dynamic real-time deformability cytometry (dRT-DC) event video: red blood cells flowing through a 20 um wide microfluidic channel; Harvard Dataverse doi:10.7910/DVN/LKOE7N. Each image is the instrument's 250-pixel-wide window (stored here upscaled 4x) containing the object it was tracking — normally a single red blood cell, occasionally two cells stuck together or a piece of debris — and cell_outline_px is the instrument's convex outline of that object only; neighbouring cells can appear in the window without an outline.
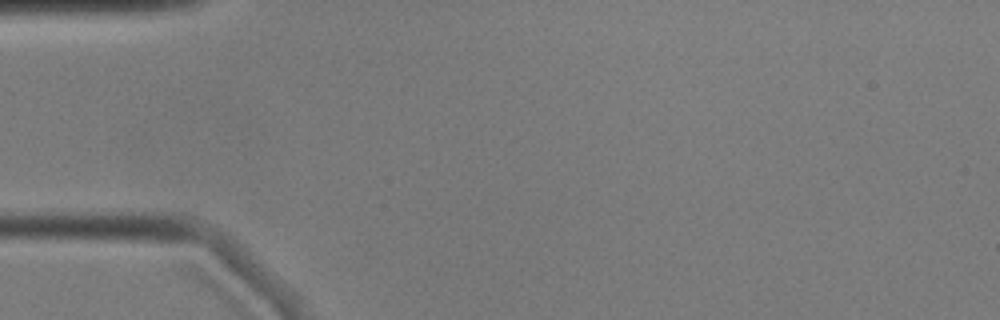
{"species": "common noctule bat (a hibernating species)", "species_latin": "Nyctalus noctula", "temperature_condition": "cold", "stored_images_in_passage": 2, "camera_frame_rate_fps": 3000, "um_per_image_px": 0.085, "animal": {"sex": "male", "body_mass_g": 17.9, "forearm_length_mm": 54.2}, "frame": {"image": 1, "passage_image": 1, "time_ms": 0.0, "image_size_px": [1000, 320], "cell_outline_px": [[180, 240], [176, 244], [156, 244], [56, 240], [20, 236], [24, 232], [44, 228], [68, 228], [148, 232], [180, 236]], "centroid_in_image_um": [8.69, 20.06], "position_along_channel_um": 76.3, "area_um2": 12.43}}